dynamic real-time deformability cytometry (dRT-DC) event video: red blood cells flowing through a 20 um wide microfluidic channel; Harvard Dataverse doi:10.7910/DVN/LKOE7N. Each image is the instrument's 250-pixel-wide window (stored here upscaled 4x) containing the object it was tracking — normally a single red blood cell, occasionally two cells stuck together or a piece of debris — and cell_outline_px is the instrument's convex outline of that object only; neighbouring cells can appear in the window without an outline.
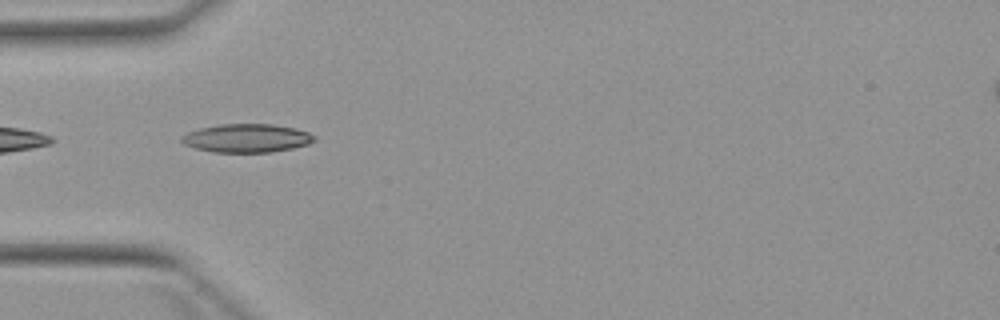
{"species": "Egyptian fruit bat (a non-hibernating species)", "species_latin": "Rousettus aegyptiacus", "temperature_condition": "warm", "stored_images_in_passage": 5, "camera_frame_rate_fps": 3000, "um_per_image_px": 0.085, "animal": {"sex": "female"}, "frame": {"image": 1, "passage_image": 4, "time_ms": 4.333, "image_size_px": [1000, 320], "cell_outline_px": [[316, 140], [308, 144], [292, 148], [268, 152], [212, 152], [196, 148], [184, 144], [180, 140], [188, 132], [200, 128], [220, 124], [272, 124], [296, 128], [308, 132], [316, 136]], "centroid_in_image_um": [21.0, 11.74], "position_along_channel_um": 64.0, "area_um2": 21.91}}
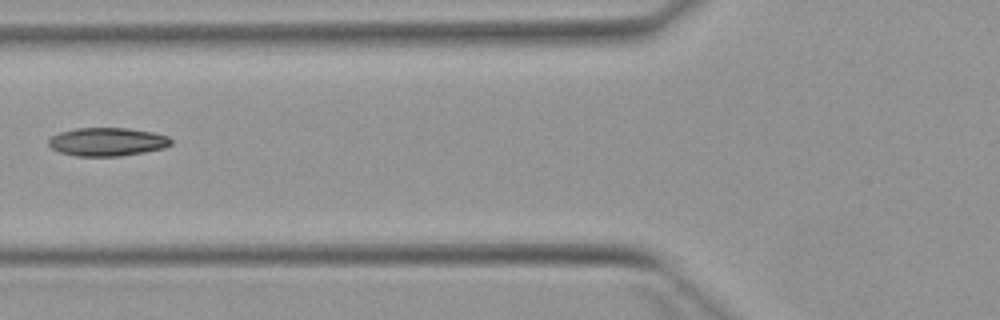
{"frame": {"image": 2, "passage_image": 5, "time_ms": 5.667, "image_size_px": [1000, 320], "cell_outline_px": [[172, 144], [164, 148], [144, 152], [120, 156], [76, 156], [60, 152], [52, 148], [48, 144], [48, 140], [52, 136], [60, 132], [76, 128], [128, 128], [152, 132], [168, 136], [172, 140]], "centroid_in_image_um": [9.13, 12.05], "position_along_channel_um": 116.7, "area_um2": 20.23}}